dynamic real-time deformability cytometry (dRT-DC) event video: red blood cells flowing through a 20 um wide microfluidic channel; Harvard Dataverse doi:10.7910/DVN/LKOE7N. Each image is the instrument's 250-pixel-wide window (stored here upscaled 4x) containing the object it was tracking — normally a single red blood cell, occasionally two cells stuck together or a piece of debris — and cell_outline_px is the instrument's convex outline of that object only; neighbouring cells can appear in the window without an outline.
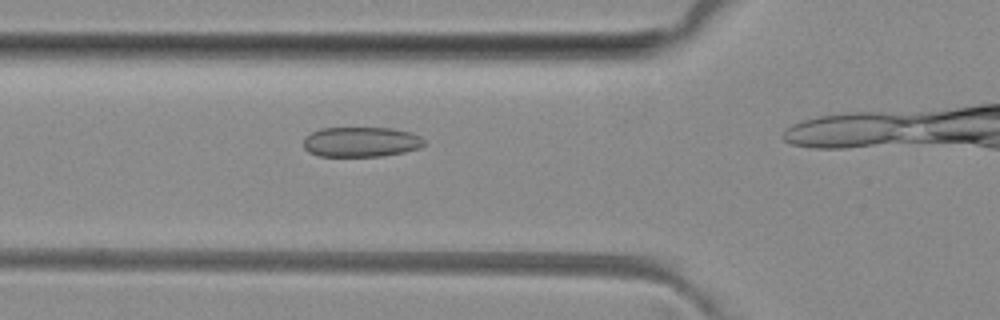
{"species": "common noctule bat (a hibernating species)", "species_latin": "Nyctalus noctula", "temperature_condition": "room temperature", "stored_images_in_passage": 7, "camera_frame_rate_fps": 3000, "um_per_image_px": 0.085, "animal": {"sex": "female", "body_mass_g": 29.2, "forearm_length_mm": 56.3}, "frame": {"image": 1, "passage_image": 3, "time_ms": 0.667, "image_size_px": [1000, 320], "cell_outline_px": [[424, 144], [420, 148], [404, 152], [380, 156], [320, 156], [308, 152], [304, 148], [304, 136], [320, 128], [392, 128], [412, 132], [420, 136], [424, 140]], "centroid_in_image_um": [30.68, 12.06], "position_along_channel_um": 95.1, "area_um2": 21.21}}